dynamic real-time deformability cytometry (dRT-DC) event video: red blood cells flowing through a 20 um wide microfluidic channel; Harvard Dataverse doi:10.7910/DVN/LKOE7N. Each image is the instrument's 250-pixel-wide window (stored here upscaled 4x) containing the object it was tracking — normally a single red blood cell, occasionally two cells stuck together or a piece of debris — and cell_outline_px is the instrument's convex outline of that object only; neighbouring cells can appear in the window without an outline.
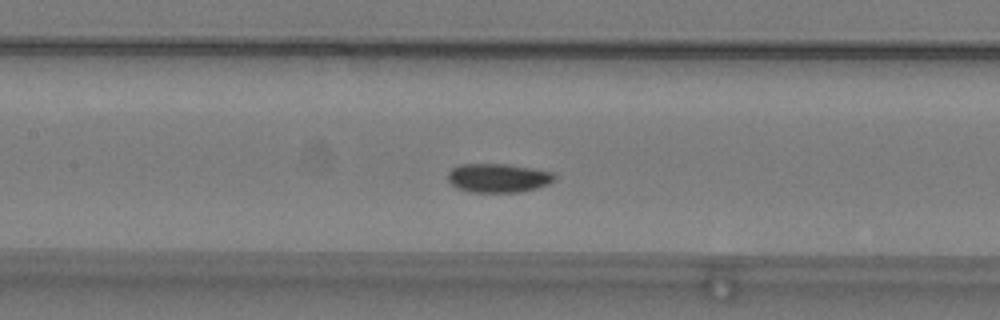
{"species": "common noctule bat (a hibernating species)", "species_latin": "Nyctalus noctula", "temperature_condition": "warm", "stored_images_in_passage": 52, "camera_frame_rate_fps": 3000, "um_per_image_px": 0.085, "animal": {"sex": "male", "body_mass_g": 19.2, "forearm_length_mm": 51.8}, "frame": {"image": 1, "passage_image": 23, "time_ms": 7.333, "image_size_px": [1000, 320], "cell_outline_px": [[556, 176], [548, 184], [536, 188], [520, 192], [472, 192], [456, 188], [448, 180], [448, 172], [452, 168], [460, 164], [508, 164], [552, 172]], "centroid_in_image_um": [42.31, 15.13], "position_along_channel_um": 165.1, "area_um2": 17.86}}
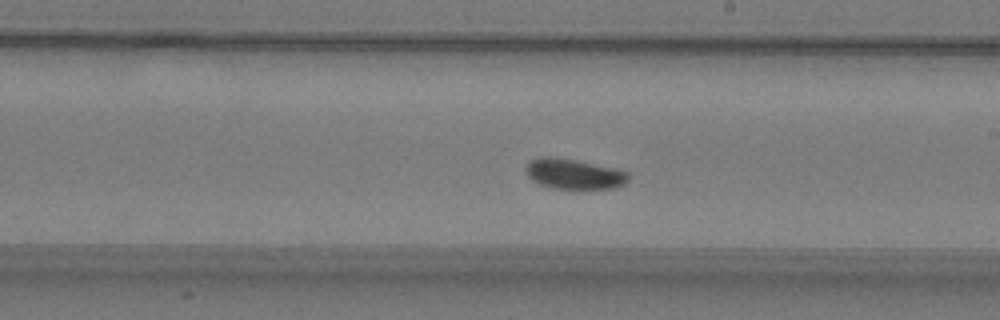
{"frame": {"image": 2, "passage_image": 29, "time_ms": 9.333, "image_size_px": [1000, 320], "cell_outline_px": [[628, 180], [624, 184], [616, 188], [576, 192], [552, 188], [540, 184], [532, 180], [528, 176], [528, 164], [532, 160], [540, 156], [552, 156], [576, 160], [612, 168], [628, 172]], "centroid_in_image_um": [48.82, 14.85], "position_along_channel_um": 240.2, "area_um2": 18.61}}
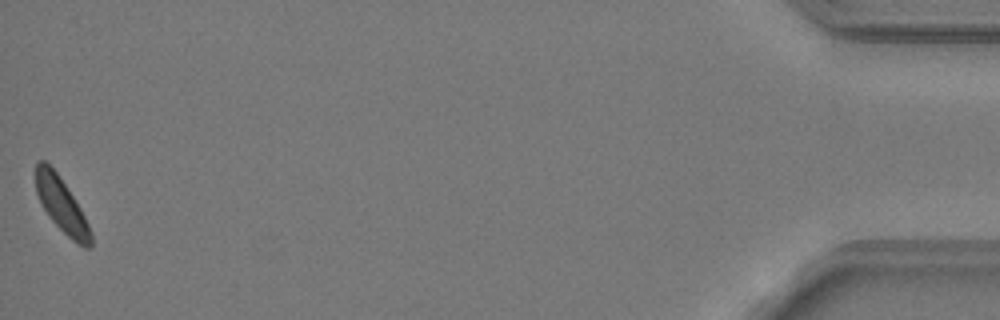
{"frame": {"image": 3, "passage_image": 52, "time_ms": 17.0, "image_size_px": [1000, 320], "cell_outline_px": [[92, 244], [88, 248], [84, 248], [72, 240], [48, 216], [36, 192], [36, 160], [44, 160], [56, 172], [80, 208], [92, 232]], "centroid_in_image_um": [5.23, 17.44], "position_along_channel_um": 430.0, "area_um2": 16.99}}